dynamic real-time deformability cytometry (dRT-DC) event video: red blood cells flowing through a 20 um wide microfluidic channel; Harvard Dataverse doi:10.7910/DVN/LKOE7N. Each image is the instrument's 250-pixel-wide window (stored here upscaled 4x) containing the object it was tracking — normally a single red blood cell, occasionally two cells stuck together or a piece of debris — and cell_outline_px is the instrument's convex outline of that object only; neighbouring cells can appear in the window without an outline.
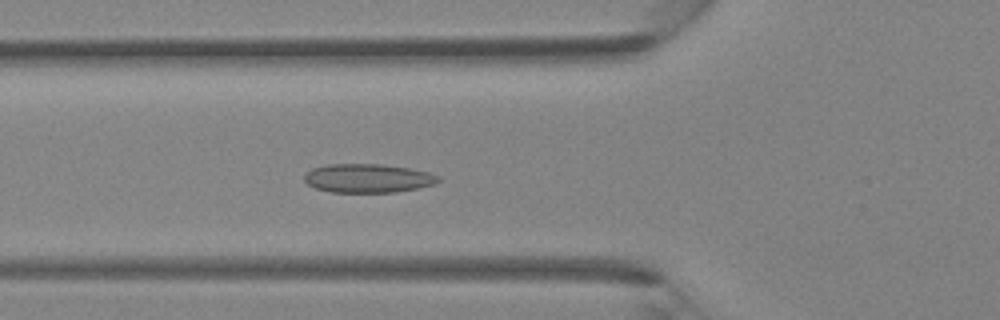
{"species": "Egyptian fruit bat (a non-hibernating species)", "species_latin": "Rousettus aegyptiacus", "temperature_condition": "room temperature", "stored_images_in_passage": 41, "camera_frame_rate_fps": 3000, "um_per_image_px": 0.085, "animal": {"sex": "female"}, "frame": {"image": 1, "passage_image": 15, "time_ms": 4.667, "image_size_px": [1000, 320], "cell_outline_px": [[440, 180], [436, 184], [420, 188], [396, 192], [332, 192], [316, 188], [308, 184], [304, 180], [304, 176], [312, 168], [328, 164], [380, 164], [408, 168], [428, 172], [440, 176]], "centroid_in_image_um": [31.3, 15.15], "position_along_channel_um": 94.5, "area_um2": 22.48}}
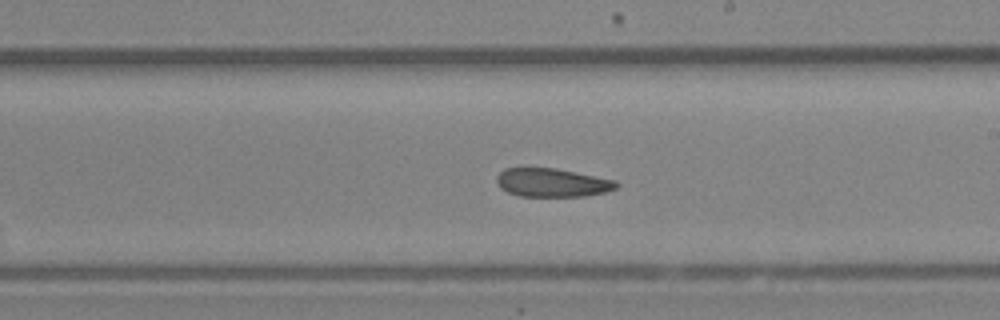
{"frame": {"image": 2, "passage_image": 24, "time_ms": 7.667, "image_size_px": [1000, 320], "cell_outline_px": [[620, 184], [616, 188], [604, 192], [584, 196], [520, 196], [508, 192], [500, 188], [496, 180], [496, 176], [504, 168], [556, 168], [616, 180]], "centroid_in_image_um": [46.93, 15.52], "position_along_channel_um": 242.1, "area_um2": 19.88}}
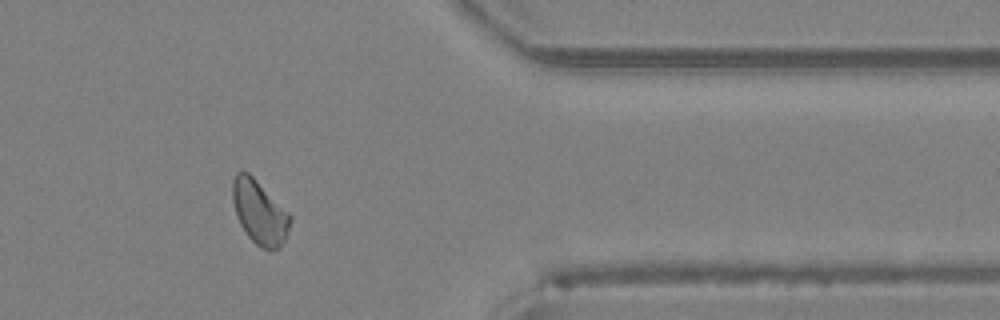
{"frame": {"image": 3, "passage_image": 34, "time_ms": 11.0, "image_size_px": [1000, 320], "cell_outline_px": [[292, 220], [288, 232], [280, 248], [264, 248], [256, 244], [248, 236], [240, 224], [236, 216], [232, 200], [232, 180], [236, 172], [248, 172], [292, 216]], "centroid_in_image_um": [22.04, 18.03], "position_along_channel_um": 389.4, "area_um2": 21.15}}